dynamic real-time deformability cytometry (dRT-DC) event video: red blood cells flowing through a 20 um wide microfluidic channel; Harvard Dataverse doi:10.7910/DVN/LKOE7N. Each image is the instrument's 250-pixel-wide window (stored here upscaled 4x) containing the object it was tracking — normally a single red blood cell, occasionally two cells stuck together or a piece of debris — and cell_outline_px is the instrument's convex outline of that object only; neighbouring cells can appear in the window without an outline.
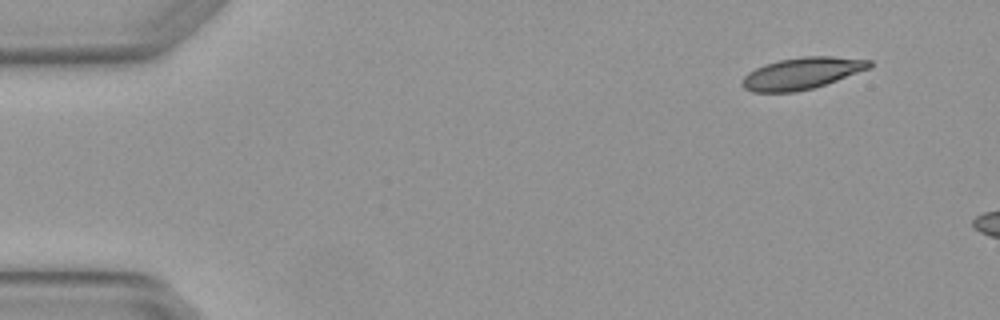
{"species": "Egyptian fruit bat (a non-hibernating species)", "species_latin": "Rousettus aegyptiacus", "temperature_condition": "warm", "stored_images_in_passage": 4, "camera_frame_rate_fps": 3000, "um_per_image_px": 0.085, "animal": {"sex": "female"}, "frame": {"image": 1, "passage_image": 1, "time_ms": 0.0, "image_size_px": [1000, 320], "cell_outline_px": [[872, 68], [812, 88], [796, 92], [752, 92], [744, 88], [740, 84], [740, 80], [748, 72], [764, 64], [780, 60], [804, 56], [832, 56], [872, 60]], "centroid_in_image_um": [68.14, 6.23], "position_along_channel_um": 16.9, "area_um2": 23.58}}
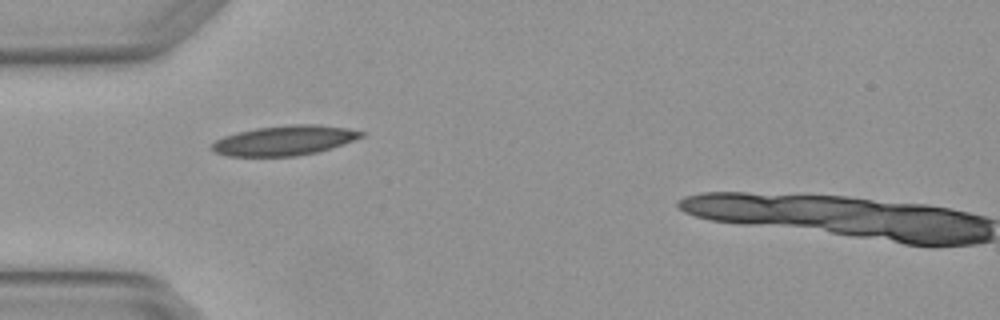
{"frame": {"image": 2, "passage_image": 4, "time_ms": 1.0, "image_size_px": [1000, 320], "cell_outline_px": [[364, 136], [344, 144], [332, 148], [316, 152], [296, 156], [228, 156], [216, 152], [208, 148], [216, 140], [224, 136], [236, 132], [256, 128], [288, 124], [320, 124], [348, 128], [364, 132]], "centroid_in_image_um": [24.18, 11.93], "position_along_channel_um": 60.8, "area_um2": 26.13}}